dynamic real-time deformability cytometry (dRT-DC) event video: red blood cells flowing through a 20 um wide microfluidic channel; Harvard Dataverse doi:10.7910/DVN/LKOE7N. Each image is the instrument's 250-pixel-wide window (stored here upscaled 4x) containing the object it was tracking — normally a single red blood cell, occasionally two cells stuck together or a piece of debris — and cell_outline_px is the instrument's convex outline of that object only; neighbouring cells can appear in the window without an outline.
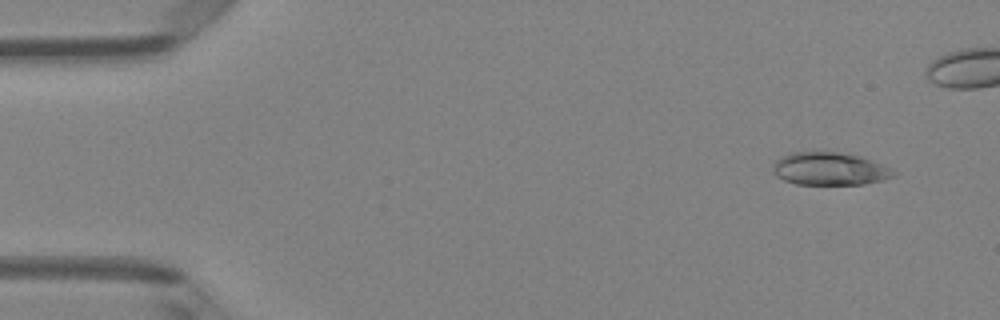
{"species": "Egyptian fruit bat (a non-hibernating species)", "species_latin": "Rousettus aegyptiacus", "temperature_condition": "room temperature", "stored_images_in_passage": 5, "camera_frame_rate_fps": 3000, "um_per_image_px": 0.085, "animal": {"sex": "female"}, "frame": {"image": 1, "passage_image": 1, "time_ms": 0.0, "image_size_px": [1000, 320], "cell_outline_px": [[896, 176], [884, 180], [864, 184], [796, 184], [784, 180], [776, 176], [772, 172], [772, 168], [776, 160], [780, 156], [792, 152], [840, 152], [860, 156], [892, 168], [896, 172]], "centroid_in_image_um": [70.52, 14.35], "position_along_channel_um": 14.5, "area_um2": 23.24}}